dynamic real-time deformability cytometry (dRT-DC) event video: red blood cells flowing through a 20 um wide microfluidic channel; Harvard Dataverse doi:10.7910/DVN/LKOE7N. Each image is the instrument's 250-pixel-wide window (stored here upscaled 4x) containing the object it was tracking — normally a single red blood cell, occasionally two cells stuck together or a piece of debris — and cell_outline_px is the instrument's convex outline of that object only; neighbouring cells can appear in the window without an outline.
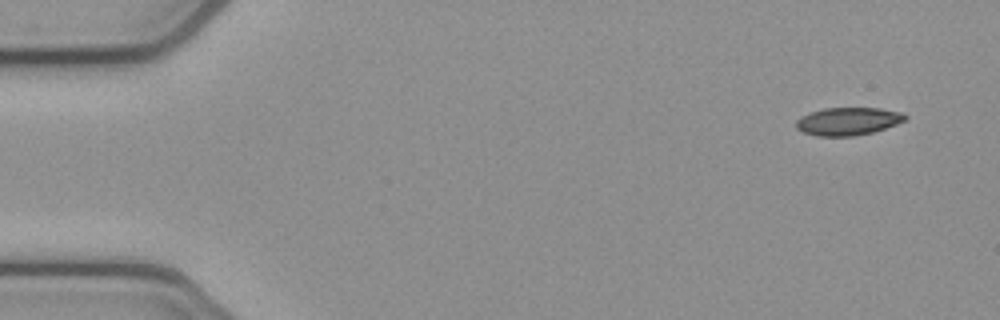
{"species": "common noctule bat (a hibernating species)", "species_latin": "Nyctalus noctula", "temperature_condition": "cold", "stored_images_in_passage": 6, "camera_frame_rate_fps": 3000, "um_per_image_px": 0.085, "animal": {"sex": "female", "body_mass_g": 21.9}, "frame": {"image": 1, "passage_image": 1, "time_ms": 0.0, "image_size_px": [1000, 320], "cell_outline_px": [[908, 116], [904, 120], [896, 124], [872, 132], [852, 136], [816, 136], [804, 132], [796, 128], [796, 120], [800, 116], [808, 112], [824, 108], [880, 108], [904, 112]], "centroid_in_image_um": [72.06, 10.29], "position_along_channel_um": 12.9, "area_um2": 17.74}}
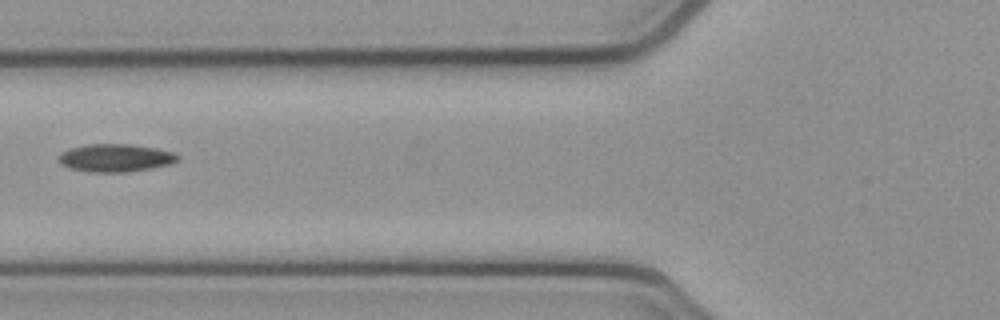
{"frame": {"image": 2, "passage_image": 5, "time_ms": 1.333, "image_size_px": [1000, 320], "cell_outline_px": [[180, 160], [168, 164], [128, 172], [88, 172], [68, 168], [60, 164], [60, 152], [68, 148], [84, 144], [128, 144], [156, 148], [172, 152], [180, 156]], "centroid_in_image_um": [9.77, 13.41], "position_along_channel_um": 116.0, "area_um2": 19.36}}
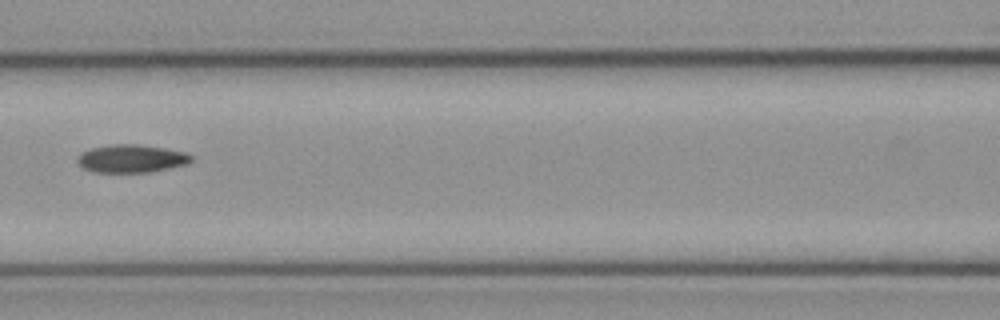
{"frame": {"image": 3, "passage_image": 6, "time_ms": 1.667, "image_size_px": [1000, 320], "cell_outline_px": [[192, 160], [188, 164], [152, 172], [92, 172], [84, 168], [76, 160], [80, 152], [92, 148], [112, 144], [136, 144], [164, 148], [184, 152], [192, 156]], "centroid_in_image_um": [11.16, 13.48], "position_along_channel_um": 155.4, "area_um2": 18.55}}